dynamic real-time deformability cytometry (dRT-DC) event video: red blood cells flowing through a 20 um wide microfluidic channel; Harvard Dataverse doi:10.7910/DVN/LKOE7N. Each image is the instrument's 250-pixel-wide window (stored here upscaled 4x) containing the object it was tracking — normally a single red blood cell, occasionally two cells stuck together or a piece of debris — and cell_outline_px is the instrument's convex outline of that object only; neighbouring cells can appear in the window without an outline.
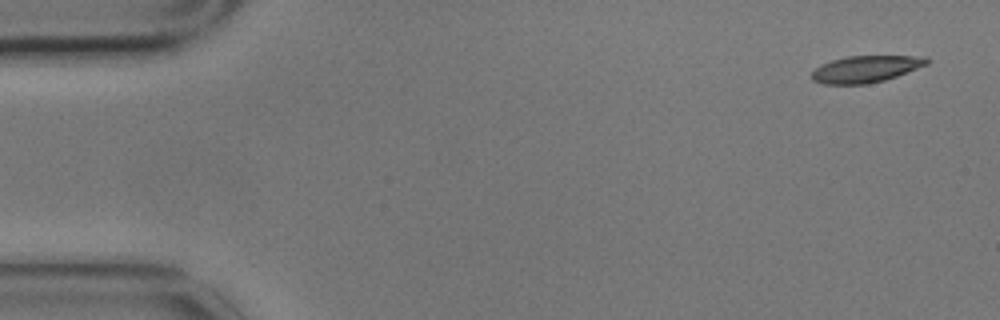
{"species": "common noctule bat (a hibernating species)", "species_latin": "Nyctalus noctula", "temperature_condition": "cold", "stored_images_in_passage": 4, "camera_frame_rate_fps": 3000, "um_per_image_px": 0.085, "animal": {"sex": "male", "body_mass_g": 17.9}, "frame": {"image": 1, "passage_image": 1, "time_ms": 0.0, "image_size_px": [1000, 320], "cell_outline_px": [[928, 64], [896, 76], [884, 80], [864, 84], [824, 84], [812, 80], [812, 72], [816, 68], [832, 60], [848, 56], [928, 56]], "centroid_in_image_um": [73.6, 5.86], "position_along_channel_um": 11.4, "area_um2": 17.69}}
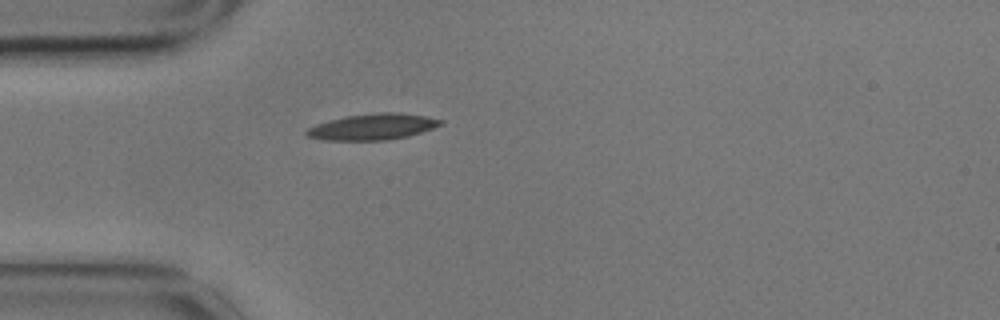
{"frame": {"image": 2, "passage_image": 4, "time_ms": 1.0, "image_size_px": [1000, 320], "cell_outline_px": [[444, 124], [408, 136], [388, 140], [324, 140], [308, 136], [304, 132], [308, 128], [316, 124], [328, 120], [344, 116], [380, 112], [396, 112], [424, 116], [444, 120]], "centroid_in_image_um": [31.67, 10.77], "position_along_channel_um": 53.3, "area_um2": 20.35}}